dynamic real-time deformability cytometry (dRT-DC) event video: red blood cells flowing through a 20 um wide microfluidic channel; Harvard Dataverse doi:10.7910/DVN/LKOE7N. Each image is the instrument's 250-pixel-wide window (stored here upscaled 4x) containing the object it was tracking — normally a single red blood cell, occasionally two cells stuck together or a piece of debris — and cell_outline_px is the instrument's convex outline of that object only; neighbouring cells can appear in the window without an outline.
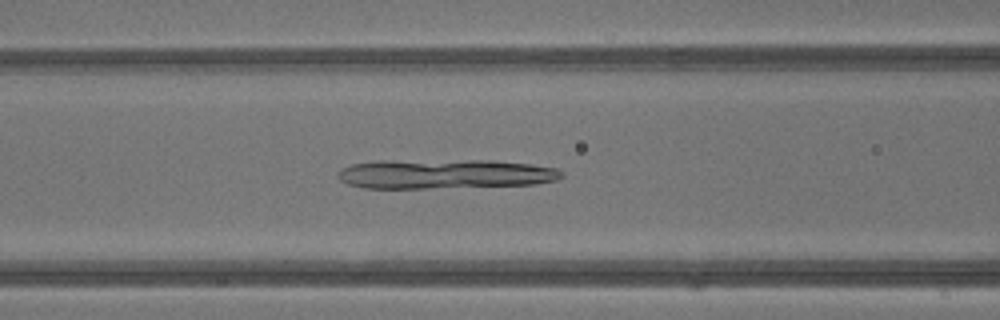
{"species": "common noctule bat (a hibernating species)", "species_latin": "Nyctalus noctula", "temperature_condition": "warm", "stored_images_in_passage": 40, "camera_frame_rate_fps": 3000, "um_per_image_px": 0.085, "animal": {"sex": "male", "body_mass_g": 13.3}, "frame": {"image": 1, "passage_image": 16, "time_ms": 5.0, "image_size_px": [1000, 320], "cell_outline_px": [[564, 176], [556, 180], [536, 184], [428, 188], [364, 188], [348, 184], [340, 180], [336, 176], [336, 172], [340, 168], [352, 164], [376, 160], [492, 160], [532, 164], [560, 168], [564, 172]], "centroid_in_image_um": [37.8, 14.77], "position_along_channel_um": 128.8, "area_um2": 39.02}}
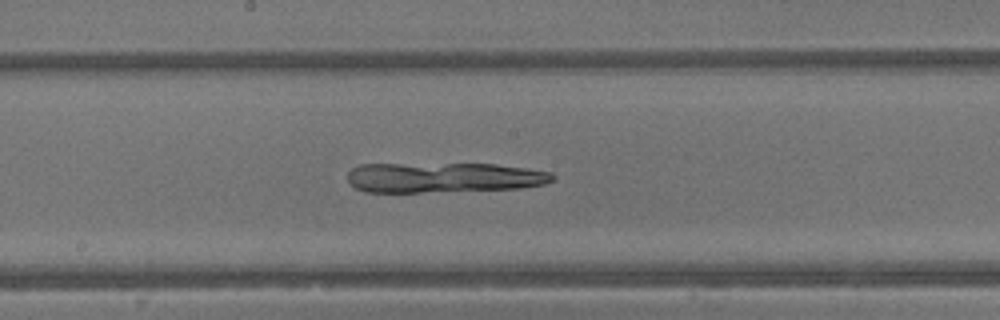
{"frame": {"image": 2, "passage_image": 21, "time_ms": 6.667, "image_size_px": [1000, 320], "cell_outline_px": [[556, 180], [544, 184], [520, 188], [420, 192], [364, 192], [348, 184], [348, 172], [352, 168], [360, 164], [496, 164], [552, 172], [556, 176]], "centroid_in_image_um": [37.7, 15.09], "position_along_channel_um": 210.5, "area_um2": 36.07}}
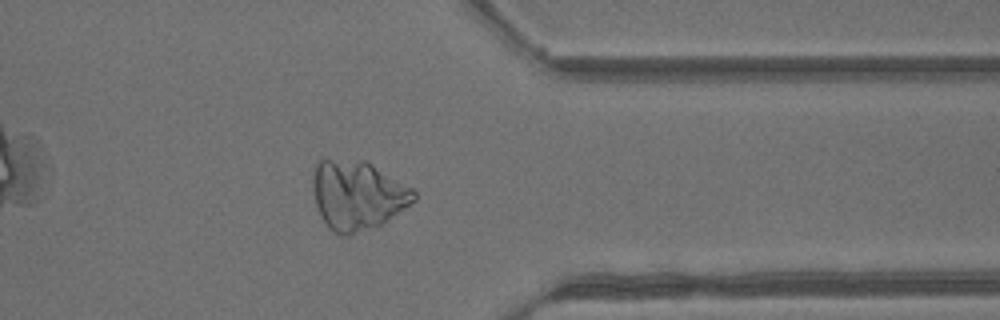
{"frame": {"image": 3, "passage_image": 32, "time_ms": 10.333, "image_size_px": [1000, 320], "cell_outline_px": [[416, 200], [384, 224], [348, 236], [344, 236], [328, 228], [324, 224], [316, 208], [312, 192], [312, 172], [316, 164], [320, 160], [364, 160], [372, 164], [412, 188], [416, 192]], "centroid_in_image_um": [30.36, 16.62], "position_along_channel_um": 381.0, "area_um2": 41.15}}